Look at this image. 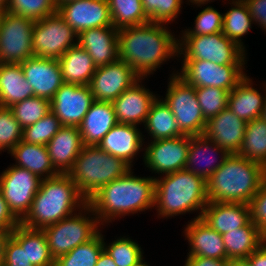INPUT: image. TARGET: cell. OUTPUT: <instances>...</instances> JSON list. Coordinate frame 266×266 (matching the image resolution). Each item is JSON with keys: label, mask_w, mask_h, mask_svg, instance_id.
Segmentation results:
<instances>
[{"label": "cell", "mask_w": 266, "mask_h": 266, "mask_svg": "<svg viewBox=\"0 0 266 266\" xmlns=\"http://www.w3.org/2000/svg\"><path fill=\"white\" fill-rule=\"evenodd\" d=\"M168 29L166 24L151 22L118 29L119 60L140 78H147L164 62L179 56L178 37Z\"/></svg>", "instance_id": "obj_1"}, {"label": "cell", "mask_w": 266, "mask_h": 266, "mask_svg": "<svg viewBox=\"0 0 266 266\" xmlns=\"http://www.w3.org/2000/svg\"><path fill=\"white\" fill-rule=\"evenodd\" d=\"M132 170L106 184L87 200L101 225L155 208V177L135 176Z\"/></svg>", "instance_id": "obj_2"}, {"label": "cell", "mask_w": 266, "mask_h": 266, "mask_svg": "<svg viewBox=\"0 0 266 266\" xmlns=\"http://www.w3.org/2000/svg\"><path fill=\"white\" fill-rule=\"evenodd\" d=\"M87 204L68 174L42 179L31 207L20 224L30 229L50 226L69 217Z\"/></svg>", "instance_id": "obj_3"}, {"label": "cell", "mask_w": 266, "mask_h": 266, "mask_svg": "<svg viewBox=\"0 0 266 266\" xmlns=\"http://www.w3.org/2000/svg\"><path fill=\"white\" fill-rule=\"evenodd\" d=\"M265 179L266 168L263 165L231 154L206 180L208 200L249 204Z\"/></svg>", "instance_id": "obj_4"}, {"label": "cell", "mask_w": 266, "mask_h": 266, "mask_svg": "<svg viewBox=\"0 0 266 266\" xmlns=\"http://www.w3.org/2000/svg\"><path fill=\"white\" fill-rule=\"evenodd\" d=\"M209 200L204 178L187 169L155 177V203L158 218L199 212L193 219L201 218Z\"/></svg>", "instance_id": "obj_5"}, {"label": "cell", "mask_w": 266, "mask_h": 266, "mask_svg": "<svg viewBox=\"0 0 266 266\" xmlns=\"http://www.w3.org/2000/svg\"><path fill=\"white\" fill-rule=\"evenodd\" d=\"M132 167L98 146L84 145L68 175L88 200L99 189L125 175Z\"/></svg>", "instance_id": "obj_6"}, {"label": "cell", "mask_w": 266, "mask_h": 266, "mask_svg": "<svg viewBox=\"0 0 266 266\" xmlns=\"http://www.w3.org/2000/svg\"><path fill=\"white\" fill-rule=\"evenodd\" d=\"M84 211V212H83ZM92 216V217H91ZM98 217L88 204L78 213L43 228L51 256L56 260L80 244L94 238L101 230Z\"/></svg>", "instance_id": "obj_7"}, {"label": "cell", "mask_w": 266, "mask_h": 266, "mask_svg": "<svg viewBox=\"0 0 266 266\" xmlns=\"http://www.w3.org/2000/svg\"><path fill=\"white\" fill-rule=\"evenodd\" d=\"M181 38V39H180ZM178 57L182 60H204L216 65H245L246 50L222 32L210 35L179 36ZM183 55V56H182Z\"/></svg>", "instance_id": "obj_8"}, {"label": "cell", "mask_w": 266, "mask_h": 266, "mask_svg": "<svg viewBox=\"0 0 266 266\" xmlns=\"http://www.w3.org/2000/svg\"><path fill=\"white\" fill-rule=\"evenodd\" d=\"M164 102L169 106L180 130L188 136L203 135L207 120L196 97L195 87L187 84L174 70L168 79Z\"/></svg>", "instance_id": "obj_9"}, {"label": "cell", "mask_w": 266, "mask_h": 266, "mask_svg": "<svg viewBox=\"0 0 266 266\" xmlns=\"http://www.w3.org/2000/svg\"><path fill=\"white\" fill-rule=\"evenodd\" d=\"M35 21L9 11L0 19V64H20L34 57L32 48Z\"/></svg>", "instance_id": "obj_10"}, {"label": "cell", "mask_w": 266, "mask_h": 266, "mask_svg": "<svg viewBox=\"0 0 266 266\" xmlns=\"http://www.w3.org/2000/svg\"><path fill=\"white\" fill-rule=\"evenodd\" d=\"M78 34L58 12L35 21L32 48L34 57L59 59L77 45Z\"/></svg>", "instance_id": "obj_11"}, {"label": "cell", "mask_w": 266, "mask_h": 266, "mask_svg": "<svg viewBox=\"0 0 266 266\" xmlns=\"http://www.w3.org/2000/svg\"><path fill=\"white\" fill-rule=\"evenodd\" d=\"M181 63L177 75L195 88L217 87L230 92L247 75L244 65H216L207 60H182Z\"/></svg>", "instance_id": "obj_12"}, {"label": "cell", "mask_w": 266, "mask_h": 266, "mask_svg": "<svg viewBox=\"0 0 266 266\" xmlns=\"http://www.w3.org/2000/svg\"><path fill=\"white\" fill-rule=\"evenodd\" d=\"M41 180L29 170L13 164L0 174V190L3 198L19 221L28 213Z\"/></svg>", "instance_id": "obj_13"}, {"label": "cell", "mask_w": 266, "mask_h": 266, "mask_svg": "<svg viewBox=\"0 0 266 266\" xmlns=\"http://www.w3.org/2000/svg\"><path fill=\"white\" fill-rule=\"evenodd\" d=\"M191 136L150 141L144 147L143 161L149 171L164 175L185 169Z\"/></svg>", "instance_id": "obj_14"}, {"label": "cell", "mask_w": 266, "mask_h": 266, "mask_svg": "<svg viewBox=\"0 0 266 266\" xmlns=\"http://www.w3.org/2000/svg\"><path fill=\"white\" fill-rule=\"evenodd\" d=\"M139 79L140 77L130 65L118 60L111 64L98 66L89 87L94 101L113 102Z\"/></svg>", "instance_id": "obj_15"}, {"label": "cell", "mask_w": 266, "mask_h": 266, "mask_svg": "<svg viewBox=\"0 0 266 266\" xmlns=\"http://www.w3.org/2000/svg\"><path fill=\"white\" fill-rule=\"evenodd\" d=\"M93 102L89 85L64 83L50 101V106L62 126L79 127Z\"/></svg>", "instance_id": "obj_16"}, {"label": "cell", "mask_w": 266, "mask_h": 266, "mask_svg": "<svg viewBox=\"0 0 266 266\" xmlns=\"http://www.w3.org/2000/svg\"><path fill=\"white\" fill-rule=\"evenodd\" d=\"M57 12L77 33L113 26L107 0H73L57 5Z\"/></svg>", "instance_id": "obj_17"}, {"label": "cell", "mask_w": 266, "mask_h": 266, "mask_svg": "<svg viewBox=\"0 0 266 266\" xmlns=\"http://www.w3.org/2000/svg\"><path fill=\"white\" fill-rule=\"evenodd\" d=\"M20 64L34 96L51 101L64 84L58 59L32 57Z\"/></svg>", "instance_id": "obj_18"}, {"label": "cell", "mask_w": 266, "mask_h": 266, "mask_svg": "<svg viewBox=\"0 0 266 266\" xmlns=\"http://www.w3.org/2000/svg\"><path fill=\"white\" fill-rule=\"evenodd\" d=\"M140 78L130 88L126 89L112 103L118 123L144 125L156 94L142 85Z\"/></svg>", "instance_id": "obj_19"}, {"label": "cell", "mask_w": 266, "mask_h": 266, "mask_svg": "<svg viewBox=\"0 0 266 266\" xmlns=\"http://www.w3.org/2000/svg\"><path fill=\"white\" fill-rule=\"evenodd\" d=\"M246 123L226 107L207 120L204 135L229 154H238L245 136Z\"/></svg>", "instance_id": "obj_20"}, {"label": "cell", "mask_w": 266, "mask_h": 266, "mask_svg": "<svg viewBox=\"0 0 266 266\" xmlns=\"http://www.w3.org/2000/svg\"><path fill=\"white\" fill-rule=\"evenodd\" d=\"M77 44L87 51L97 67L119 60L118 29L114 26L86 29L78 34Z\"/></svg>", "instance_id": "obj_21"}, {"label": "cell", "mask_w": 266, "mask_h": 266, "mask_svg": "<svg viewBox=\"0 0 266 266\" xmlns=\"http://www.w3.org/2000/svg\"><path fill=\"white\" fill-rule=\"evenodd\" d=\"M137 125L117 123L97 145L100 149L124 160L131 167L135 157L144 150L145 137Z\"/></svg>", "instance_id": "obj_22"}, {"label": "cell", "mask_w": 266, "mask_h": 266, "mask_svg": "<svg viewBox=\"0 0 266 266\" xmlns=\"http://www.w3.org/2000/svg\"><path fill=\"white\" fill-rule=\"evenodd\" d=\"M184 235L190 246L187 256L228 260L222 235L207 225L201 218L188 221L186 228L184 227Z\"/></svg>", "instance_id": "obj_23"}, {"label": "cell", "mask_w": 266, "mask_h": 266, "mask_svg": "<svg viewBox=\"0 0 266 266\" xmlns=\"http://www.w3.org/2000/svg\"><path fill=\"white\" fill-rule=\"evenodd\" d=\"M83 146L79 127L62 126L46 148L54 169L59 174H68Z\"/></svg>", "instance_id": "obj_24"}, {"label": "cell", "mask_w": 266, "mask_h": 266, "mask_svg": "<svg viewBox=\"0 0 266 266\" xmlns=\"http://www.w3.org/2000/svg\"><path fill=\"white\" fill-rule=\"evenodd\" d=\"M209 154L214 155V157ZM215 154L220 157H215ZM229 155L231 154L211 139H208L204 134L191 136L185 169L207 180L225 162ZM201 161L205 164L200 167Z\"/></svg>", "instance_id": "obj_25"}, {"label": "cell", "mask_w": 266, "mask_h": 266, "mask_svg": "<svg viewBox=\"0 0 266 266\" xmlns=\"http://www.w3.org/2000/svg\"><path fill=\"white\" fill-rule=\"evenodd\" d=\"M201 219L223 235L245 226L250 221V208L245 203L208 202Z\"/></svg>", "instance_id": "obj_26"}, {"label": "cell", "mask_w": 266, "mask_h": 266, "mask_svg": "<svg viewBox=\"0 0 266 266\" xmlns=\"http://www.w3.org/2000/svg\"><path fill=\"white\" fill-rule=\"evenodd\" d=\"M117 123L112 102L94 101L79 126L83 145L97 146Z\"/></svg>", "instance_id": "obj_27"}, {"label": "cell", "mask_w": 266, "mask_h": 266, "mask_svg": "<svg viewBox=\"0 0 266 266\" xmlns=\"http://www.w3.org/2000/svg\"><path fill=\"white\" fill-rule=\"evenodd\" d=\"M249 76H245L228 94L227 108L245 122L261 116L266 94L259 93Z\"/></svg>", "instance_id": "obj_28"}, {"label": "cell", "mask_w": 266, "mask_h": 266, "mask_svg": "<svg viewBox=\"0 0 266 266\" xmlns=\"http://www.w3.org/2000/svg\"><path fill=\"white\" fill-rule=\"evenodd\" d=\"M9 154L16 162L13 165L29 170L40 179L59 174L51 163L46 145L29 144L21 140Z\"/></svg>", "instance_id": "obj_29"}, {"label": "cell", "mask_w": 266, "mask_h": 266, "mask_svg": "<svg viewBox=\"0 0 266 266\" xmlns=\"http://www.w3.org/2000/svg\"><path fill=\"white\" fill-rule=\"evenodd\" d=\"M31 97L34 92L25 79L21 64H0V106L11 107Z\"/></svg>", "instance_id": "obj_30"}, {"label": "cell", "mask_w": 266, "mask_h": 266, "mask_svg": "<svg viewBox=\"0 0 266 266\" xmlns=\"http://www.w3.org/2000/svg\"><path fill=\"white\" fill-rule=\"evenodd\" d=\"M64 83L89 85L97 66L85 49L78 44L71 47L59 59Z\"/></svg>", "instance_id": "obj_31"}, {"label": "cell", "mask_w": 266, "mask_h": 266, "mask_svg": "<svg viewBox=\"0 0 266 266\" xmlns=\"http://www.w3.org/2000/svg\"><path fill=\"white\" fill-rule=\"evenodd\" d=\"M19 245H26L27 259L34 266H55L43 230L30 229L21 224L10 235Z\"/></svg>", "instance_id": "obj_32"}, {"label": "cell", "mask_w": 266, "mask_h": 266, "mask_svg": "<svg viewBox=\"0 0 266 266\" xmlns=\"http://www.w3.org/2000/svg\"><path fill=\"white\" fill-rule=\"evenodd\" d=\"M144 127L151 141L185 135L180 130L171 109L160 96L151 104Z\"/></svg>", "instance_id": "obj_33"}, {"label": "cell", "mask_w": 266, "mask_h": 266, "mask_svg": "<svg viewBox=\"0 0 266 266\" xmlns=\"http://www.w3.org/2000/svg\"><path fill=\"white\" fill-rule=\"evenodd\" d=\"M227 259L248 258L262 245V231L251 220L238 230L222 235Z\"/></svg>", "instance_id": "obj_34"}, {"label": "cell", "mask_w": 266, "mask_h": 266, "mask_svg": "<svg viewBox=\"0 0 266 266\" xmlns=\"http://www.w3.org/2000/svg\"><path fill=\"white\" fill-rule=\"evenodd\" d=\"M230 2L229 4L233 5L223 14L222 33L245 50L246 47L242 42V37L248 34L252 28V16L243 0H232Z\"/></svg>", "instance_id": "obj_35"}, {"label": "cell", "mask_w": 266, "mask_h": 266, "mask_svg": "<svg viewBox=\"0 0 266 266\" xmlns=\"http://www.w3.org/2000/svg\"><path fill=\"white\" fill-rule=\"evenodd\" d=\"M239 156L260 163L266 168V121L261 117L246 123Z\"/></svg>", "instance_id": "obj_36"}, {"label": "cell", "mask_w": 266, "mask_h": 266, "mask_svg": "<svg viewBox=\"0 0 266 266\" xmlns=\"http://www.w3.org/2000/svg\"><path fill=\"white\" fill-rule=\"evenodd\" d=\"M113 26L117 29L149 23L141 0H107Z\"/></svg>", "instance_id": "obj_37"}, {"label": "cell", "mask_w": 266, "mask_h": 266, "mask_svg": "<svg viewBox=\"0 0 266 266\" xmlns=\"http://www.w3.org/2000/svg\"><path fill=\"white\" fill-rule=\"evenodd\" d=\"M102 230L91 240L55 260V266H95L103 250Z\"/></svg>", "instance_id": "obj_38"}, {"label": "cell", "mask_w": 266, "mask_h": 266, "mask_svg": "<svg viewBox=\"0 0 266 266\" xmlns=\"http://www.w3.org/2000/svg\"><path fill=\"white\" fill-rule=\"evenodd\" d=\"M103 236V249L112 257L117 266H134L143 259V250L138 242L123 235L113 242L105 243Z\"/></svg>", "instance_id": "obj_39"}, {"label": "cell", "mask_w": 266, "mask_h": 266, "mask_svg": "<svg viewBox=\"0 0 266 266\" xmlns=\"http://www.w3.org/2000/svg\"><path fill=\"white\" fill-rule=\"evenodd\" d=\"M9 108L22 129L36 123L51 111L50 100L37 96L17 102Z\"/></svg>", "instance_id": "obj_40"}, {"label": "cell", "mask_w": 266, "mask_h": 266, "mask_svg": "<svg viewBox=\"0 0 266 266\" xmlns=\"http://www.w3.org/2000/svg\"><path fill=\"white\" fill-rule=\"evenodd\" d=\"M61 127L60 120L50 111L36 123L23 129L22 141L29 144L47 145Z\"/></svg>", "instance_id": "obj_41"}, {"label": "cell", "mask_w": 266, "mask_h": 266, "mask_svg": "<svg viewBox=\"0 0 266 266\" xmlns=\"http://www.w3.org/2000/svg\"><path fill=\"white\" fill-rule=\"evenodd\" d=\"M143 10L151 23L170 24L180 14L183 0H141Z\"/></svg>", "instance_id": "obj_42"}, {"label": "cell", "mask_w": 266, "mask_h": 266, "mask_svg": "<svg viewBox=\"0 0 266 266\" xmlns=\"http://www.w3.org/2000/svg\"><path fill=\"white\" fill-rule=\"evenodd\" d=\"M16 15L41 20L57 12L55 0H8V10Z\"/></svg>", "instance_id": "obj_43"}, {"label": "cell", "mask_w": 266, "mask_h": 266, "mask_svg": "<svg viewBox=\"0 0 266 266\" xmlns=\"http://www.w3.org/2000/svg\"><path fill=\"white\" fill-rule=\"evenodd\" d=\"M195 91L206 120L216 116L227 107L228 91L217 87H197Z\"/></svg>", "instance_id": "obj_44"}, {"label": "cell", "mask_w": 266, "mask_h": 266, "mask_svg": "<svg viewBox=\"0 0 266 266\" xmlns=\"http://www.w3.org/2000/svg\"><path fill=\"white\" fill-rule=\"evenodd\" d=\"M23 129L9 107L0 106V154L9 153L21 140Z\"/></svg>", "instance_id": "obj_45"}, {"label": "cell", "mask_w": 266, "mask_h": 266, "mask_svg": "<svg viewBox=\"0 0 266 266\" xmlns=\"http://www.w3.org/2000/svg\"><path fill=\"white\" fill-rule=\"evenodd\" d=\"M195 18L193 29L189 27V29L182 30V36L210 35L222 32L223 14L212 6H206Z\"/></svg>", "instance_id": "obj_46"}, {"label": "cell", "mask_w": 266, "mask_h": 266, "mask_svg": "<svg viewBox=\"0 0 266 266\" xmlns=\"http://www.w3.org/2000/svg\"><path fill=\"white\" fill-rule=\"evenodd\" d=\"M248 205L251 222L263 231L266 229V179Z\"/></svg>", "instance_id": "obj_47"}, {"label": "cell", "mask_w": 266, "mask_h": 266, "mask_svg": "<svg viewBox=\"0 0 266 266\" xmlns=\"http://www.w3.org/2000/svg\"><path fill=\"white\" fill-rule=\"evenodd\" d=\"M2 266H34L27 259L26 245H19L11 236L8 237L4 248Z\"/></svg>", "instance_id": "obj_48"}, {"label": "cell", "mask_w": 266, "mask_h": 266, "mask_svg": "<svg viewBox=\"0 0 266 266\" xmlns=\"http://www.w3.org/2000/svg\"><path fill=\"white\" fill-rule=\"evenodd\" d=\"M252 16L253 24L266 32V0H243Z\"/></svg>", "instance_id": "obj_49"}, {"label": "cell", "mask_w": 266, "mask_h": 266, "mask_svg": "<svg viewBox=\"0 0 266 266\" xmlns=\"http://www.w3.org/2000/svg\"><path fill=\"white\" fill-rule=\"evenodd\" d=\"M20 224V221L9 210L0 190V231H13Z\"/></svg>", "instance_id": "obj_50"}, {"label": "cell", "mask_w": 266, "mask_h": 266, "mask_svg": "<svg viewBox=\"0 0 266 266\" xmlns=\"http://www.w3.org/2000/svg\"><path fill=\"white\" fill-rule=\"evenodd\" d=\"M184 266H228V260L200 256H187Z\"/></svg>", "instance_id": "obj_51"}, {"label": "cell", "mask_w": 266, "mask_h": 266, "mask_svg": "<svg viewBox=\"0 0 266 266\" xmlns=\"http://www.w3.org/2000/svg\"><path fill=\"white\" fill-rule=\"evenodd\" d=\"M252 266H266V246L261 245L248 256Z\"/></svg>", "instance_id": "obj_52"}, {"label": "cell", "mask_w": 266, "mask_h": 266, "mask_svg": "<svg viewBox=\"0 0 266 266\" xmlns=\"http://www.w3.org/2000/svg\"><path fill=\"white\" fill-rule=\"evenodd\" d=\"M95 266H117L112 257L103 249Z\"/></svg>", "instance_id": "obj_53"}, {"label": "cell", "mask_w": 266, "mask_h": 266, "mask_svg": "<svg viewBox=\"0 0 266 266\" xmlns=\"http://www.w3.org/2000/svg\"><path fill=\"white\" fill-rule=\"evenodd\" d=\"M12 231H0V266L3 264L4 259V248L8 237Z\"/></svg>", "instance_id": "obj_54"}, {"label": "cell", "mask_w": 266, "mask_h": 266, "mask_svg": "<svg viewBox=\"0 0 266 266\" xmlns=\"http://www.w3.org/2000/svg\"><path fill=\"white\" fill-rule=\"evenodd\" d=\"M228 266H252L248 258H234L228 260Z\"/></svg>", "instance_id": "obj_55"}, {"label": "cell", "mask_w": 266, "mask_h": 266, "mask_svg": "<svg viewBox=\"0 0 266 266\" xmlns=\"http://www.w3.org/2000/svg\"><path fill=\"white\" fill-rule=\"evenodd\" d=\"M192 3L191 5H196L197 7L202 6L204 4H208V2H213L214 0H187Z\"/></svg>", "instance_id": "obj_56"}, {"label": "cell", "mask_w": 266, "mask_h": 266, "mask_svg": "<svg viewBox=\"0 0 266 266\" xmlns=\"http://www.w3.org/2000/svg\"><path fill=\"white\" fill-rule=\"evenodd\" d=\"M8 10V0H0V12L4 13Z\"/></svg>", "instance_id": "obj_57"}, {"label": "cell", "mask_w": 266, "mask_h": 266, "mask_svg": "<svg viewBox=\"0 0 266 266\" xmlns=\"http://www.w3.org/2000/svg\"><path fill=\"white\" fill-rule=\"evenodd\" d=\"M263 87L265 88V93H266V82L263 84ZM260 117L266 121V98H265V101H264V106H263V109H262Z\"/></svg>", "instance_id": "obj_58"}, {"label": "cell", "mask_w": 266, "mask_h": 266, "mask_svg": "<svg viewBox=\"0 0 266 266\" xmlns=\"http://www.w3.org/2000/svg\"><path fill=\"white\" fill-rule=\"evenodd\" d=\"M262 244L266 246V229L262 231Z\"/></svg>", "instance_id": "obj_59"}, {"label": "cell", "mask_w": 266, "mask_h": 266, "mask_svg": "<svg viewBox=\"0 0 266 266\" xmlns=\"http://www.w3.org/2000/svg\"><path fill=\"white\" fill-rule=\"evenodd\" d=\"M134 266H150L149 264H147V262L144 261V258L139 261L136 265Z\"/></svg>", "instance_id": "obj_60"}, {"label": "cell", "mask_w": 266, "mask_h": 266, "mask_svg": "<svg viewBox=\"0 0 266 266\" xmlns=\"http://www.w3.org/2000/svg\"><path fill=\"white\" fill-rule=\"evenodd\" d=\"M70 1H73V0H55V3H56V5H60L62 3H67V2H70Z\"/></svg>", "instance_id": "obj_61"}]
</instances>
